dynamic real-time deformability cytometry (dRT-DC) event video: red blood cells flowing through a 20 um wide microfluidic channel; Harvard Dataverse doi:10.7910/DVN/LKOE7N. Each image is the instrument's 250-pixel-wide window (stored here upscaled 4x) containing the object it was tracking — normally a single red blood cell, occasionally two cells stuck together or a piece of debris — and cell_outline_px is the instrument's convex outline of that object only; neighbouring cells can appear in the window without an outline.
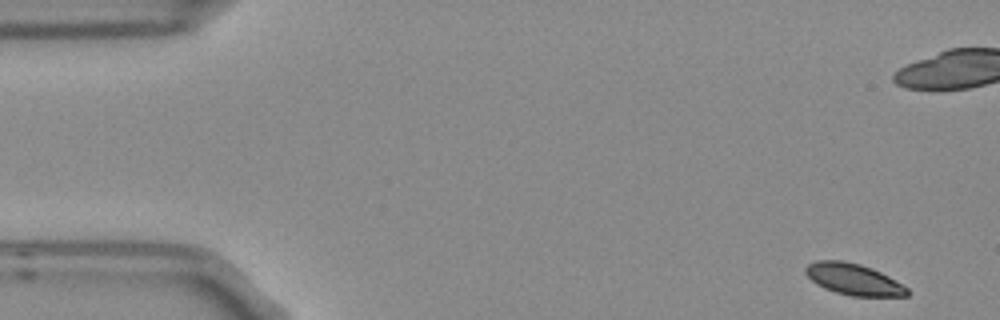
{"species": "Egyptian fruit bat (a non-hibernating species)", "species_latin": "Rousettus aegyptiacus", "temperature_condition": "room temperature", "stored_images_in_passage": 16, "camera_frame_rate_fps": 3000, "um_per_image_px": 0.085, "frame": {"image": 1, "passage_image": 1, "time_ms": 0.0, "image_size_px": [1000, 320], "cell_outline_px": [[908, 296], [852, 296], [836, 292], [824, 288], [816, 284], [804, 272], [804, 268], [808, 264], [816, 260], [844, 260], [860, 264], [872, 268], [888, 276], [908, 288]], "centroid_in_image_um": [72.53, 23.73], "position_along_channel_um": 12.5, "area_um2": 18.55}}